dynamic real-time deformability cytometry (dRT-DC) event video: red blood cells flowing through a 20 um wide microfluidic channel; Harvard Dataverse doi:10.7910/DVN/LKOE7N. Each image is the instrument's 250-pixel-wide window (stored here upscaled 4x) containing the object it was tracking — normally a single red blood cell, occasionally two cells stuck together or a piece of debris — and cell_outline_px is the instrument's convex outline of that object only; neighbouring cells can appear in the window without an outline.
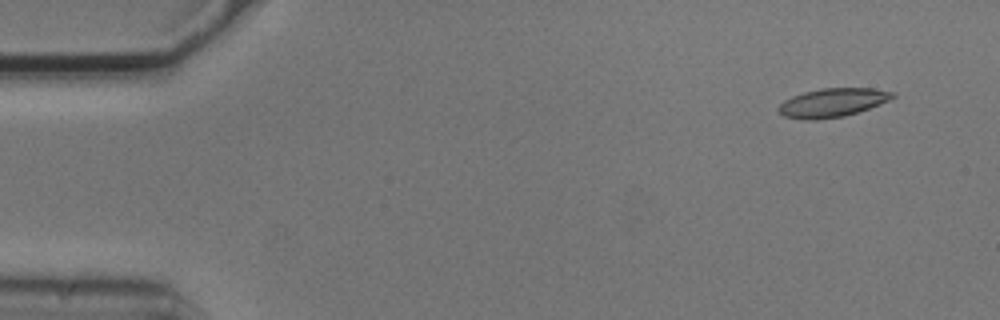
{"species": "common noctule bat (a hibernating species)", "species_latin": "Nyctalus noctula", "temperature_condition": "cold", "stored_images_in_passage": 5, "camera_frame_rate_fps": 3000, "um_per_image_px": 0.085, "animal": {"sex": "male", "body_mass_g": 20.5, "forearm_length_mm": 52.5}, "frame": {"image": 1, "passage_image": 1, "time_ms": 0.0, "image_size_px": [1000, 320], "cell_outline_px": [[896, 96], [880, 104], [844, 116], [816, 120], [800, 120], [784, 116], [776, 108], [784, 100], [792, 96], [804, 92], [820, 88], [872, 88], [896, 92]], "centroid_in_image_um": [70.74, 8.72], "position_along_channel_um": 14.3, "area_um2": 19.13}}
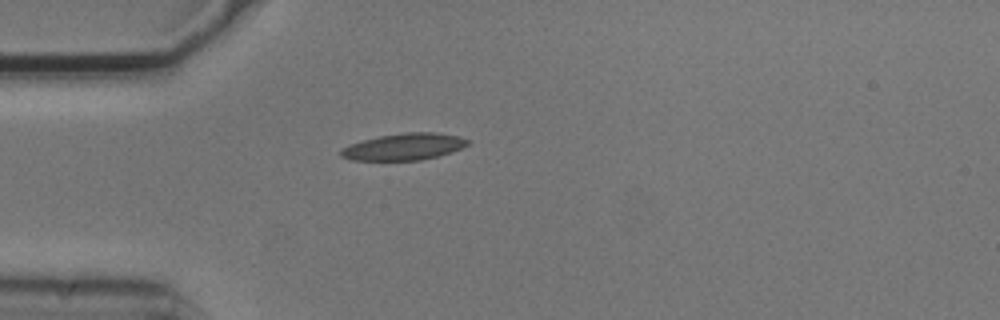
{"frame": {"image": 2, "passage_image": 4, "time_ms": 1.0, "image_size_px": [1000, 320], "cell_outline_px": [[472, 140], [468, 144], [452, 152], [420, 160], [352, 160], [340, 156], [340, 152], [348, 144], [380, 136], [408, 132], [436, 132], [456, 136]], "centroid_in_image_um": [34.35, 12.47], "position_along_channel_um": 50.7, "area_um2": 19.54}}